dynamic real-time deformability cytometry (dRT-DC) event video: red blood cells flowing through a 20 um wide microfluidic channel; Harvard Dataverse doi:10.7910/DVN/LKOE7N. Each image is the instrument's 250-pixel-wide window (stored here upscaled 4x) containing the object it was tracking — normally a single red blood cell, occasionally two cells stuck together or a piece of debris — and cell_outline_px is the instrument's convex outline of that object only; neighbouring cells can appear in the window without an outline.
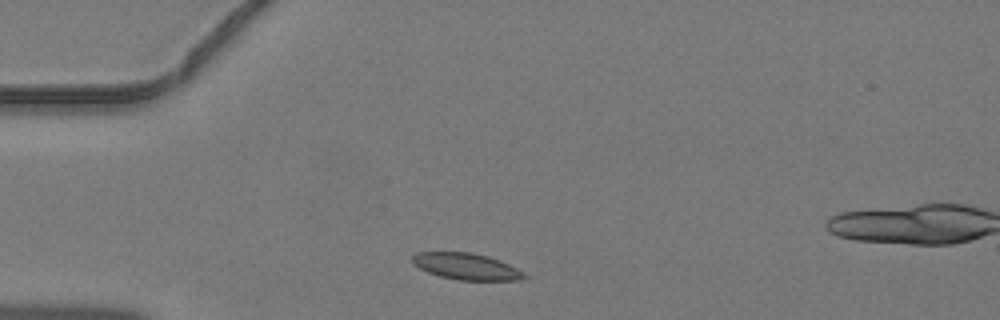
{"species": "common noctule bat (a hibernating species)", "species_latin": "Nyctalus noctula", "temperature_condition": "warm", "stored_images_in_passage": 36, "camera_frame_rate_fps": 3000, "um_per_image_px": 0.085, "animal": {"sex": "male", "body_mass_g": 19.2, "forearm_length_mm": 51.8}, "frame": {"image": 1, "passage_image": 1, "time_ms": 0.0, "image_size_px": [1000, 320], "cell_outline_px": [[528, 276], [520, 280], [460, 280], [440, 276], [428, 272], [412, 264], [412, 256], [416, 252], [472, 252], [488, 256], [500, 260], [524, 272]], "centroid_in_image_um": [39.63, 22.64], "position_along_channel_um": 45.4, "area_um2": 17.28}}
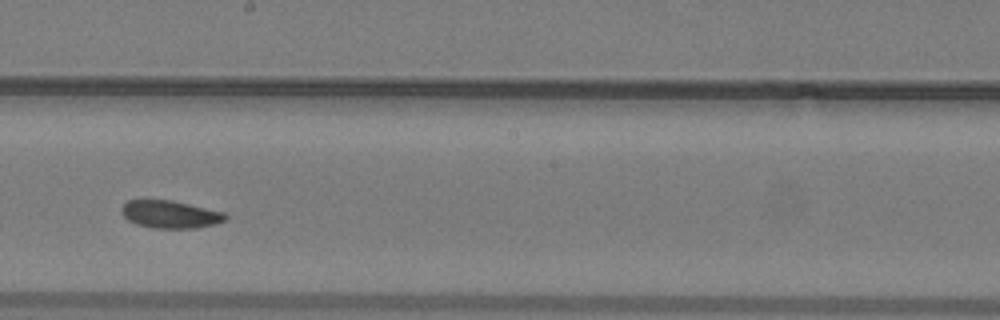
{"frame": {"image": 2, "passage_image": 15, "time_ms": 4.667, "image_size_px": [1000, 320], "cell_outline_px": [[228, 216], [224, 220], [216, 224], [196, 228], [152, 228], [136, 224], [128, 220], [120, 212], [120, 208], [128, 200], [172, 200], [224, 212]], "centroid_in_image_um": [14.45, 18.22], "position_along_channel_um": 233.7, "area_um2": 16.76}}
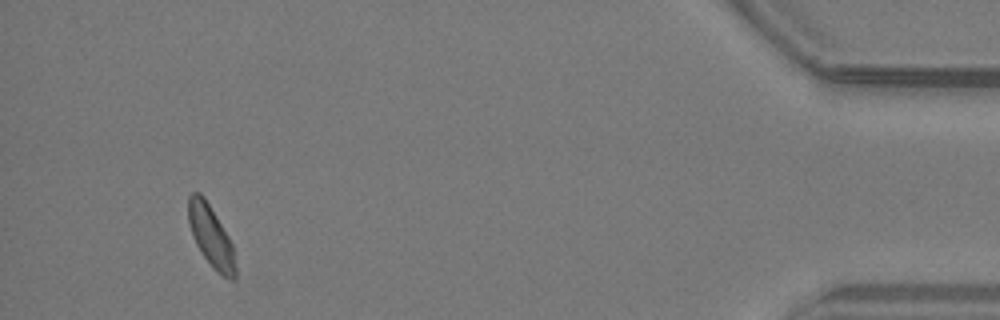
{"frame": {"image": 3, "passage_image": 32, "time_ms": 10.333, "image_size_px": [1000, 320], "cell_outline_px": [[236, 280], [228, 280], [216, 272], [204, 256], [196, 244], [192, 236], [188, 220], [188, 196], [192, 192], [200, 192], [204, 196], [228, 236], [232, 244], [236, 268]], "centroid_in_image_um": [17.93, 20.1], "position_along_channel_um": 417.3, "area_um2": 16.88}}